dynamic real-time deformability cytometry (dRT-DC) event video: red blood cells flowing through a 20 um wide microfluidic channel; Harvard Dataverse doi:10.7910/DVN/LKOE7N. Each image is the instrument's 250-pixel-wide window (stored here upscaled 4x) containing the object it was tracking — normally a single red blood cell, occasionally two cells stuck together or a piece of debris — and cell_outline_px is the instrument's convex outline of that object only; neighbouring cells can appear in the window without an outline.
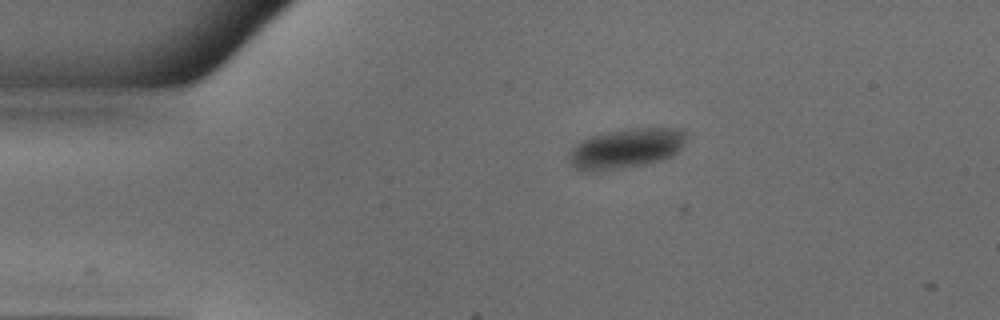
{"species": "common noctule bat (a hibernating species)", "species_latin": "Nyctalus noctula", "temperature_condition": "warm", "stored_images_in_passage": 3, "camera_frame_rate_fps": 3000, "um_per_image_px": 0.085, "animal": {"sex": "male", "body_mass_g": 18.8}, "frame": {"image": 1, "passage_image": 1, "time_ms": 0.0, "image_size_px": [1000, 320], "cell_outline_px": [[688, 136], [680, 148], [672, 156], [660, 160], [644, 164], [624, 168], [576, 168], [568, 160], [568, 152], [580, 140], [592, 136], [624, 128], [680, 128], [688, 132]], "centroid_in_image_um": [53.28, 12.56], "position_along_channel_um": 31.7, "area_um2": 26.7}}